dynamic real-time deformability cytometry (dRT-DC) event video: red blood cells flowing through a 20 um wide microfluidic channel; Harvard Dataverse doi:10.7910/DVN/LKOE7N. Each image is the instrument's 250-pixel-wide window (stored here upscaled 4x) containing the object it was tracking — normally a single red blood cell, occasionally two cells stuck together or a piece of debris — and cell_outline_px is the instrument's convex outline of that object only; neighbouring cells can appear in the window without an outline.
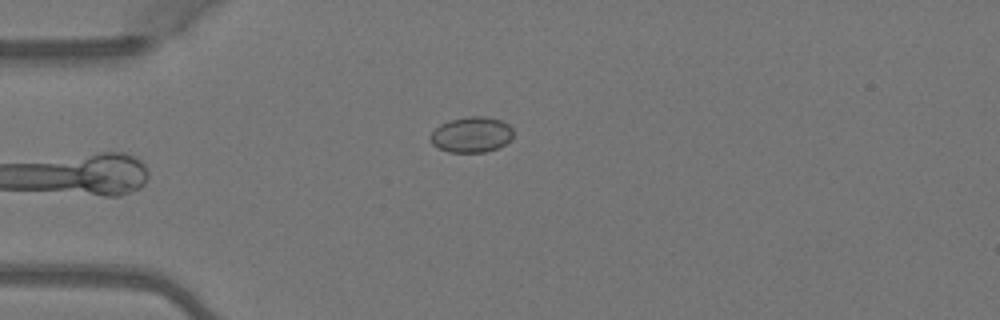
{"species": "Egyptian fruit bat (a non-hibernating species)", "species_latin": "Rousettus aegyptiacus", "temperature_condition": "warm", "stored_images_in_passage": 4, "camera_frame_rate_fps": 3000, "um_per_image_px": 0.085, "animal": {"sex": "female"}, "frame": {"image": 1, "passage_image": 4, "time_ms": 1.0, "image_size_px": [1000, 320], "cell_outline_px": [[512, 136], [504, 144], [496, 148], [484, 152], [448, 152], [432, 144], [428, 136], [440, 124], [448, 120], [468, 116], [484, 116], [500, 120], [508, 124], [512, 128]], "centroid_in_image_um": [40.03, 11.43], "position_along_channel_um": 45.0, "area_um2": 17.11}}